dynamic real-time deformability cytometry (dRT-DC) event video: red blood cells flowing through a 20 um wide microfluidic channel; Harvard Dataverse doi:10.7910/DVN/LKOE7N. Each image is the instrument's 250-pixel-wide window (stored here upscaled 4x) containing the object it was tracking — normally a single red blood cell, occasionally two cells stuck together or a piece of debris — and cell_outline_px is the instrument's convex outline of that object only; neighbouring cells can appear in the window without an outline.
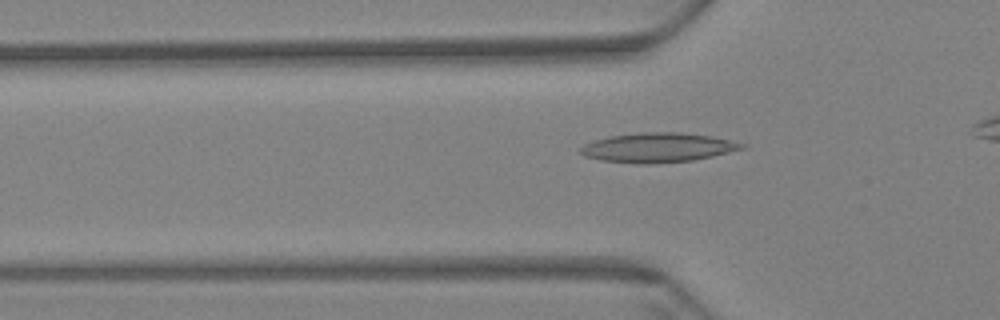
{"species": "Egyptian fruit bat (a non-hibernating species)", "species_latin": "Rousettus aegyptiacus", "temperature_condition": "warm", "stored_images_in_passage": 32, "camera_frame_rate_fps": 3000, "um_per_image_px": 0.085, "animal": {"sex": "female"}, "frame": {"image": 1, "passage_image": 3, "time_ms": 0.667, "image_size_px": [1000, 320], "cell_outline_px": [[748, 148], [712, 156], [692, 160], [648, 164], [640, 164], [600, 160], [584, 156], [580, 152], [580, 148], [584, 144], [608, 136], [640, 132], [680, 132], [712, 136], [748, 144]], "centroid_in_image_um": [55.95, 12.54], "position_along_channel_um": 69.9, "area_um2": 27.86}}
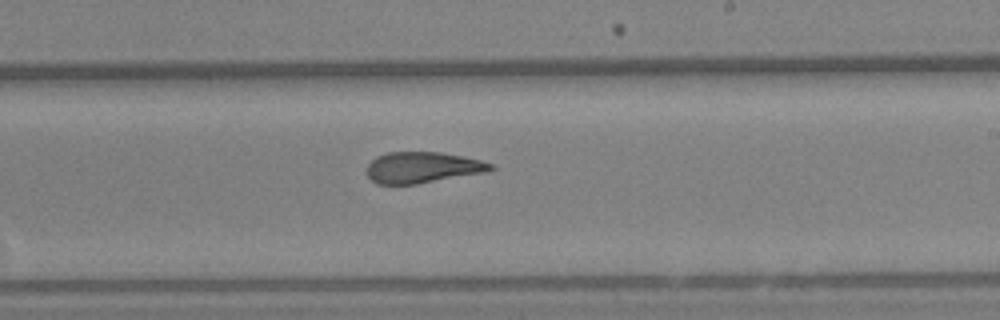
{"frame": {"image": 2, "passage_image": 19, "time_ms": 6.0, "image_size_px": [1000, 320], "cell_outline_px": [[496, 168], [484, 172], [416, 184], [376, 184], [368, 176], [368, 164], [376, 156], [388, 152], [440, 152], [480, 160], [492, 164]], "centroid_in_image_um": [35.88, 14.23], "position_along_channel_um": 253.1, "area_um2": 22.14}}
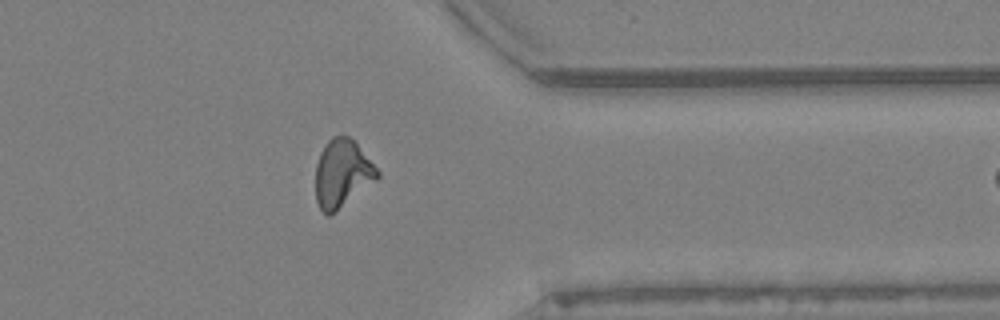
{"frame": {"image": 3, "passage_image": 31, "time_ms": 10.0, "image_size_px": [1000, 320], "cell_outline_px": [[380, 176], [376, 180], [328, 216], [320, 208], [316, 200], [316, 164], [320, 152], [328, 140], [332, 136], [340, 132], [348, 136], [356, 144], [380, 172]], "centroid_in_image_um": [29.06, 14.7], "position_along_channel_um": 382.3, "area_um2": 23.99}}